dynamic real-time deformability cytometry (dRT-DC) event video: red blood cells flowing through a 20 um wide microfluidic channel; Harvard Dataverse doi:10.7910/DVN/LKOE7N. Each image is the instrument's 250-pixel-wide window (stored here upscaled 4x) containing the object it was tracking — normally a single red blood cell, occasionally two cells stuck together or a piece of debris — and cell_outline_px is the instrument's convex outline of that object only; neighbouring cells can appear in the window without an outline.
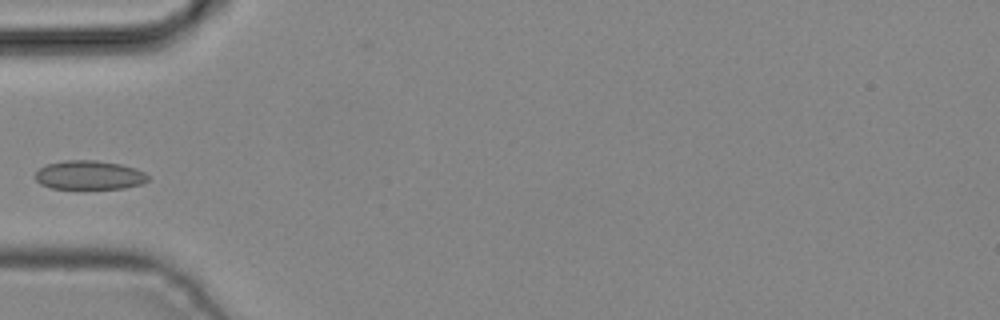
{"species": "common noctule bat (a hibernating species)", "species_latin": "Nyctalus noctula", "temperature_condition": "cold", "stored_images_in_passage": 4, "camera_frame_rate_fps": 3000, "um_per_image_px": 0.085, "animal": {"sex": "male", "body_mass_g": 19.2, "forearm_length_mm": 51.8}, "frame": {"image": 1, "passage_image": 4, "time_ms": 1.0, "image_size_px": [1000, 320], "cell_outline_px": [[148, 180], [140, 184], [124, 188], [52, 188], [40, 184], [36, 180], [36, 172], [44, 164], [64, 160], [96, 160], [120, 164], [136, 168], [144, 172], [148, 176]], "centroid_in_image_um": [7.57, 14.87], "position_along_channel_um": 77.4, "area_um2": 18.96}}